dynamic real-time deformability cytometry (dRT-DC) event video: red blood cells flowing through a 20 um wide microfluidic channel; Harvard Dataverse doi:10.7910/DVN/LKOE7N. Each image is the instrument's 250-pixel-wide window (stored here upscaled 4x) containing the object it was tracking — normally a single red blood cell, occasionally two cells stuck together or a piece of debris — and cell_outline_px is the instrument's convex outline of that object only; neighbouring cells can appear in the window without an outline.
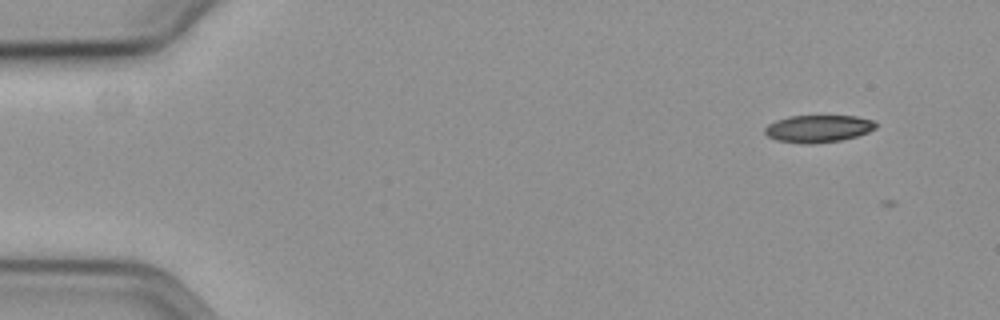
{"species": "common noctule bat (a hibernating species)", "species_latin": "Nyctalus noctula", "temperature_condition": "cold", "stored_images_in_passage": 3, "camera_frame_rate_fps": 3000, "um_per_image_px": 0.085, "animal": {"sex": "female", "body_mass_g": 19.3, "forearm_length_mm": 54.1}, "frame": {"image": 1, "passage_image": 1, "time_ms": 0.0, "image_size_px": [1000, 320], "cell_outline_px": [[876, 128], [868, 132], [856, 136], [840, 140], [812, 144], [804, 144], [776, 140], [768, 136], [764, 132], [764, 128], [768, 124], [776, 120], [788, 116], [856, 116], [876, 120]], "centroid_in_image_um": [69.55, 10.93], "position_along_channel_um": 15.5, "area_um2": 17.74}}